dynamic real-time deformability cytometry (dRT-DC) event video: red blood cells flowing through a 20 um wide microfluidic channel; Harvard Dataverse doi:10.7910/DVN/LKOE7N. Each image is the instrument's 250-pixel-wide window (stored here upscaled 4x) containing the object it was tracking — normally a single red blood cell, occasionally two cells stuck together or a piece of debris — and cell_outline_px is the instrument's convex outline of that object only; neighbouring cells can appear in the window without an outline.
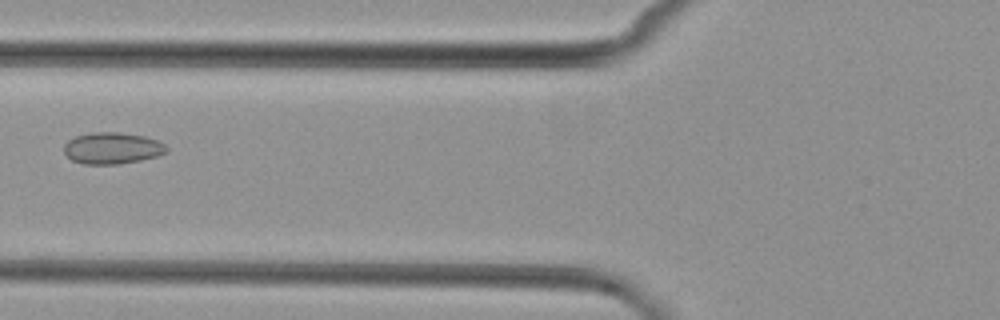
{"species": "common noctule bat (a hibernating species)", "species_latin": "Nyctalus noctula", "temperature_condition": "cold", "stored_images_in_passage": 3, "camera_frame_rate_fps": 3000, "um_per_image_px": 0.085, "animal": {"sex": "female", "body_mass_g": 29.2, "forearm_length_mm": 56.3}, "frame": {"image": 1, "passage_image": 3, "time_ms": 2.333, "image_size_px": [1000, 320], "cell_outline_px": [[168, 152], [156, 156], [140, 160], [116, 164], [84, 164], [72, 160], [64, 152], [64, 144], [68, 140], [76, 136], [92, 132], [120, 132], [144, 136], [156, 140], [164, 144], [168, 148]], "centroid_in_image_um": [9.53, 12.59], "position_along_channel_um": 116.3, "area_um2": 18.79}}